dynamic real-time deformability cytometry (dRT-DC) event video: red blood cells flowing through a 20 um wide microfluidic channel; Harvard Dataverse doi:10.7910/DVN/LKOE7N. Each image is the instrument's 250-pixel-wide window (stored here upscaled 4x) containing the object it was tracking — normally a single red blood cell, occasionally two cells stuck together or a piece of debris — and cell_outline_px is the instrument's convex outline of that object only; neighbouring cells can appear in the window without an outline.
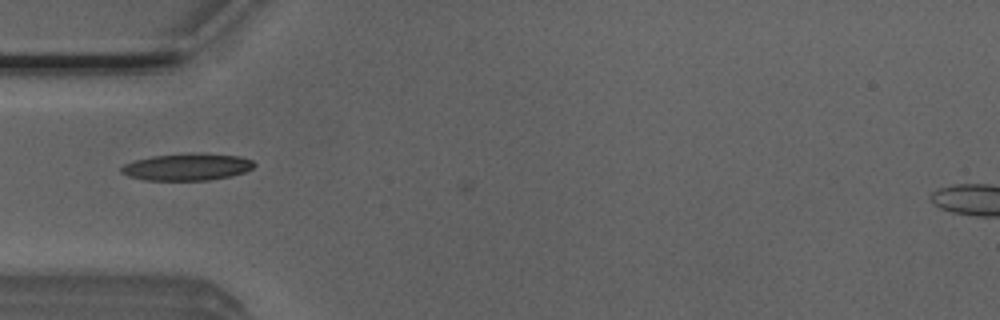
{"species": "Egyptian fruit bat (a non-hibernating species)", "species_latin": "Rousettus aegyptiacus", "temperature_condition": "room temperature", "stored_images_in_passage": 8, "camera_frame_rate_fps": 3000, "um_per_image_px": 0.085, "animal": {"sex": "male"}, "frame": {"image": 1, "passage_image": 5, "time_ms": 1.333, "image_size_px": [1000, 320], "cell_outline_px": [[256, 164], [252, 168], [244, 172], [228, 176], [208, 180], [144, 180], [128, 176], [120, 172], [120, 168], [124, 164], [132, 160], [152, 156], [188, 152], [204, 152], [240, 156], [252, 160]], "centroid_in_image_um": [15.88, 14.16], "position_along_channel_um": 69.1, "area_um2": 21.27}}
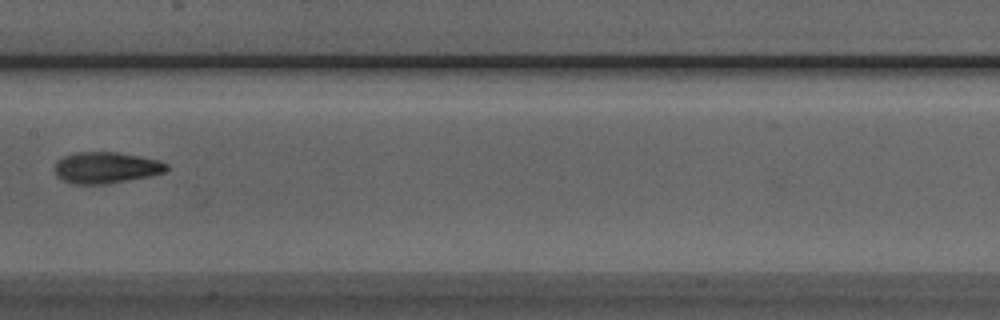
{"frame": {"image": 2, "passage_image": 8, "time_ms": 2.333, "image_size_px": [1000, 320], "cell_outline_px": [[168, 168], [164, 172], [148, 176], [108, 184], [72, 184], [56, 176], [52, 168], [56, 160], [72, 152], [116, 152], [140, 156], [156, 160], [168, 164]], "centroid_in_image_um": [8.93, 14.25], "position_along_channel_um": 198.5, "area_um2": 20.58}}